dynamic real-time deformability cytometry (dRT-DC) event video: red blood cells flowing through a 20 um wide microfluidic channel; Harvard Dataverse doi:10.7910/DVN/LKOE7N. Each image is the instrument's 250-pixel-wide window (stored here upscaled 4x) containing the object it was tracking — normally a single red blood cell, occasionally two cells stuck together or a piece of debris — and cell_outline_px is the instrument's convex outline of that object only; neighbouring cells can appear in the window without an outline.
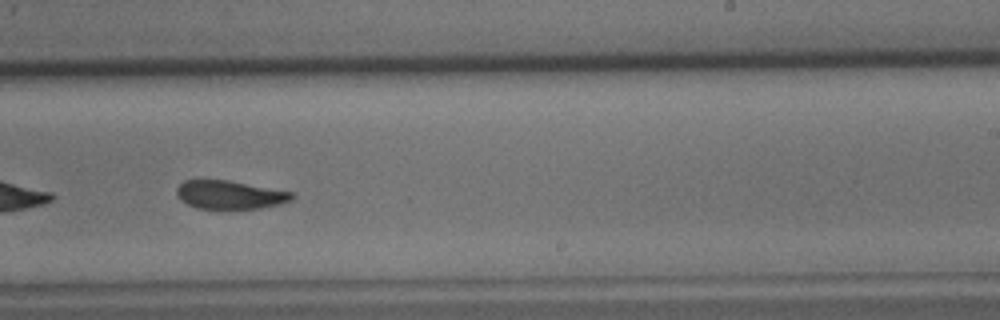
{"species": "common noctule bat (a hibernating species)", "species_latin": "Nyctalus noctula", "temperature_condition": "cold", "stored_images_in_passage": 43, "camera_frame_rate_fps": 3000, "um_per_image_px": 0.085, "animal": {"sex": "male", "body_mass_g": 15.6}, "frame": {"image": 1, "passage_image": 23, "time_ms": 7.333, "image_size_px": [1000, 320], "cell_outline_px": [[296, 196], [292, 200], [280, 204], [260, 208], [196, 208], [180, 200], [176, 196], [176, 188], [184, 180], [228, 180], [292, 192]], "centroid_in_image_um": [19.52, 16.55], "position_along_channel_um": 269.5, "area_um2": 19.02}}
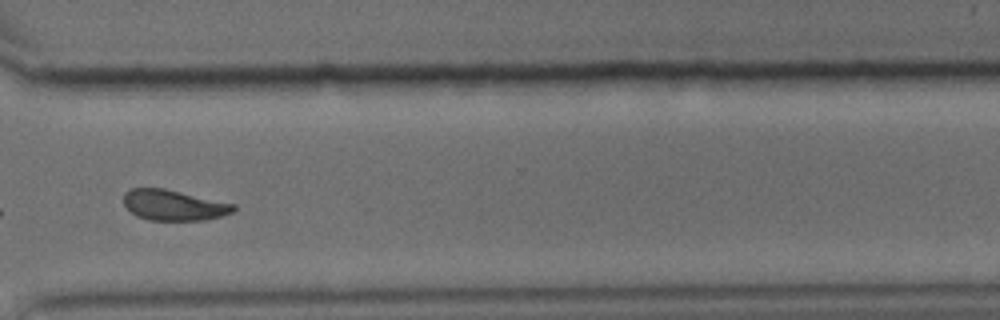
{"frame": {"image": 2, "passage_image": 30, "time_ms": 9.667, "image_size_px": [1000, 320], "cell_outline_px": [[236, 208], [232, 212], [220, 216], [204, 220], [148, 220], [136, 216], [124, 204], [124, 192], [132, 188], [164, 188], [236, 204]], "centroid_in_image_um": [14.76, 17.43], "position_along_channel_um": 355.8, "area_um2": 19.54}}
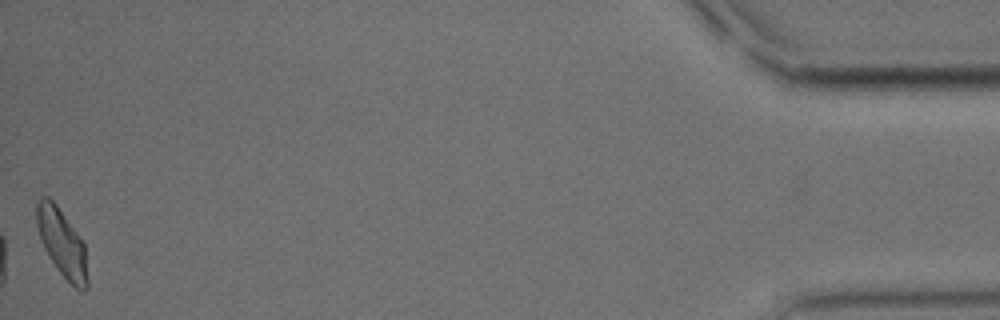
{"frame": {"image": 3, "passage_image": 43, "time_ms": 14.0, "image_size_px": [1000, 320], "cell_outline_px": [[88, 288], [84, 292], [76, 288], [60, 272], [44, 248], [36, 224], [36, 204], [40, 196], [48, 196], [56, 204], [76, 232], [84, 244], [88, 280]], "centroid_in_image_um": [5.26, 20.64], "position_along_channel_um": 429.9, "area_um2": 19.71}, "authors_computed_cell_mechanics": {"area_um2": 20.5768, "velocity_mm_per_s": 3.6917, "shape_relaxation_time_tau1_ms": 4.105, "shape_relaxation_time_tau2_ms": 2.4386, "deformation_change_tau1": 0.14, "deformation_change_tau2": 0.09}}